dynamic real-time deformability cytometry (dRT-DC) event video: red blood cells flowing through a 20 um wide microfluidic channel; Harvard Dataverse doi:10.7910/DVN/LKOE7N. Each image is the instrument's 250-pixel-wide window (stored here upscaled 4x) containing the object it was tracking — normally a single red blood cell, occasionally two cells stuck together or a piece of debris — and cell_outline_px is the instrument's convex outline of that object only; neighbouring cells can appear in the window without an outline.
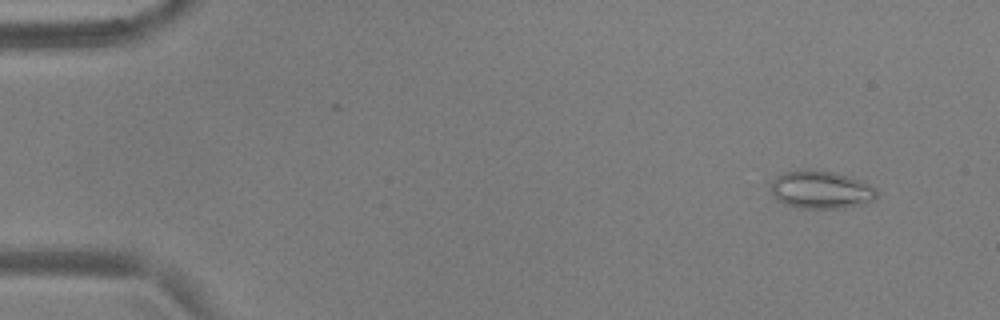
{"species": "common noctule bat (a hibernating species)", "species_latin": "Nyctalus noctula", "temperature_condition": "warm", "stored_images_in_passage": 37, "camera_frame_rate_fps": 3000, "um_per_image_px": 0.085, "animal": {"sex": "male", "body_mass_g": 17.9, "forearm_length_mm": 54.2}, "frame": {"image": 1, "passage_image": 4, "time_ms": 1.0, "image_size_px": [1000, 320], "cell_outline_px": [[876, 196], [868, 204], [844, 208], [800, 208], [788, 204], [780, 200], [772, 192], [772, 180], [776, 176], [784, 172], [836, 172], [860, 180], [876, 188]], "centroid_in_image_um": [69.85, 16.16], "position_along_channel_um": 15.1, "area_um2": 22.66}}
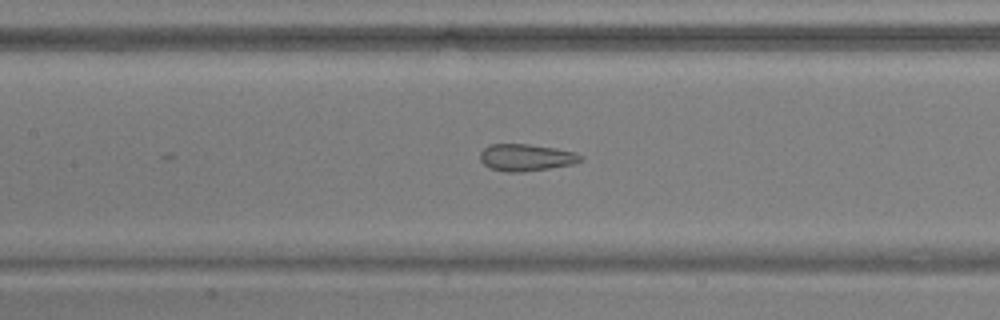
{"frame": {"image": 2, "passage_image": 25, "time_ms": 8.0, "image_size_px": [1000, 320], "cell_outline_px": [[584, 160], [572, 164], [524, 172], [504, 172], [492, 168], [484, 164], [480, 160], [480, 152], [484, 148], [492, 144], [528, 144], [556, 148], [576, 152], [584, 156]], "centroid_in_image_um": [44.75, 13.38], "position_along_channel_um": 162.7, "area_um2": 15.84}}
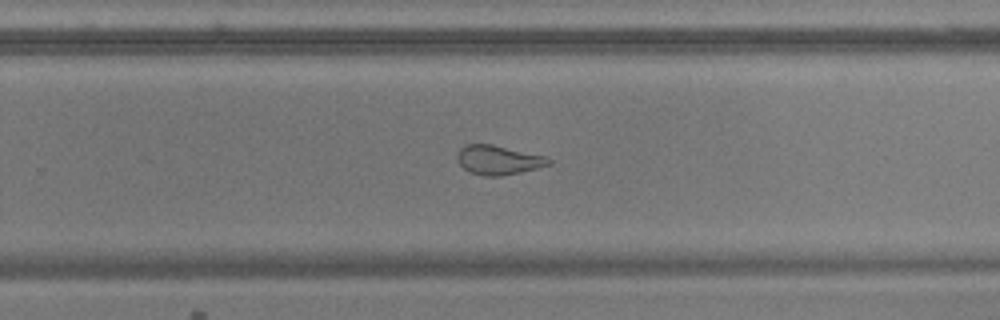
{"frame": {"image": 3, "passage_image": 35, "time_ms": 11.333, "image_size_px": [1000, 320], "cell_outline_px": [[552, 164], [520, 172], [500, 176], [484, 176], [472, 172], [464, 168], [460, 164], [456, 156], [460, 148], [468, 144], [492, 144], [544, 156], [552, 160]], "centroid_in_image_um": [42.36, 13.59], "position_along_channel_um": 287.4, "area_um2": 15.37}}